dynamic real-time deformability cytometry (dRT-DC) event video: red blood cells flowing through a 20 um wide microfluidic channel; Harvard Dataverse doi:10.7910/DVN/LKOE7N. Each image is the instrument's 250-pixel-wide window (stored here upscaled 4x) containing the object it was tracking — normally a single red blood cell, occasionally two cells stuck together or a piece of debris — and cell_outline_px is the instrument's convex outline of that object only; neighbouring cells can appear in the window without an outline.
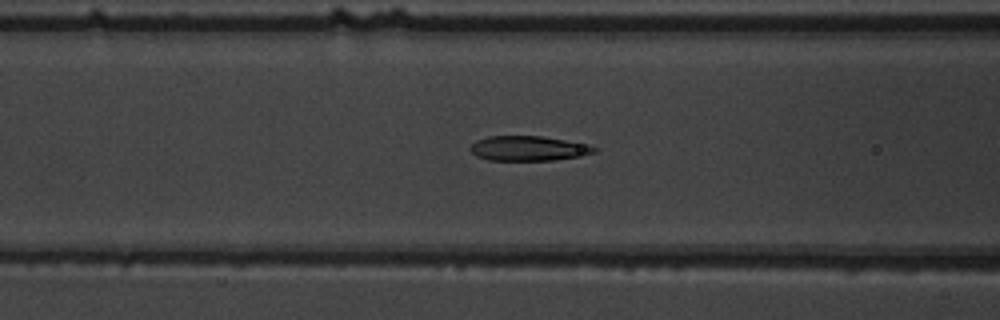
{"species": "common noctule bat (a hibernating species)", "species_latin": "Nyctalus noctula", "temperature_condition": "warm", "stored_images_in_passage": 54, "camera_frame_rate_fps": 3000, "um_per_image_px": 0.085, "animal": {"sex": "male", "body_mass_g": 19.5, "forearm_length_mm": 54.6}, "frame": {"image": 1, "passage_image": 23, "time_ms": 7.333, "image_size_px": [1000, 320], "cell_outline_px": [[600, 148], [596, 152], [580, 156], [552, 160], [488, 160], [476, 156], [468, 148], [476, 140], [488, 136], [540, 136], [588, 144]], "centroid_in_image_um": [44.92, 12.61], "position_along_channel_um": 121.7, "area_um2": 17.98}}
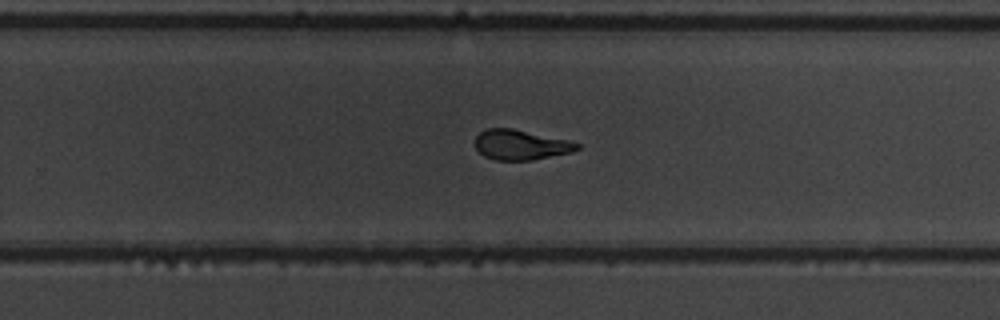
{"frame": {"image": 2, "passage_image": 36, "time_ms": 11.667, "image_size_px": [1000, 320], "cell_outline_px": [[580, 148], [572, 152], [532, 160], [496, 160], [484, 156], [476, 148], [476, 136], [480, 132], [488, 128], [512, 128], [568, 140], [580, 144]], "centroid_in_image_um": [44.27, 12.31], "position_along_channel_um": 285.5, "area_um2": 17.74}}
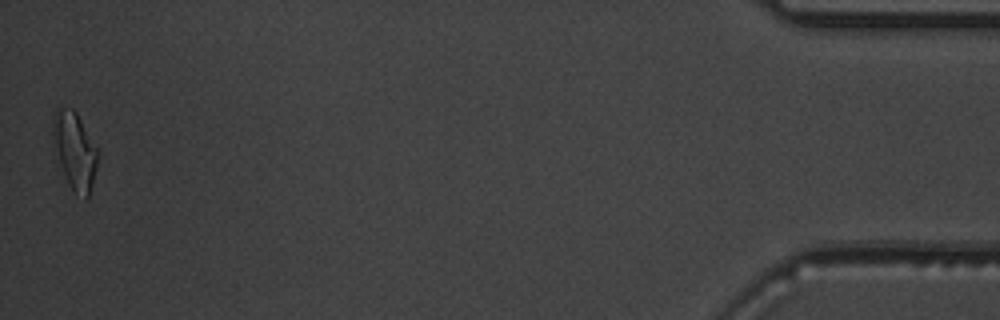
{"frame": {"image": 3, "passage_image": 54, "time_ms": 17.667, "image_size_px": [1000, 320], "cell_outline_px": [[100, 152], [88, 200], [84, 200], [68, 184], [60, 160], [56, 144], [52, 124], [52, 116], [56, 108], [72, 108], [76, 112]], "centroid_in_image_um": [6.41, 12.8], "position_along_channel_um": 428.8, "area_um2": 19.65}, "authors_computed_cell_mechanics": {"area_um2": 18.9006, "velocity_mm_per_s": 3.7927, "shape_relaxation_time_tau1_ms": 4.1376, "shape_relaxation_time_tau2_ms": 1.5359, "deformation_change_tau1": 0.1631, "deformation_change_tau2": 0.0773}}